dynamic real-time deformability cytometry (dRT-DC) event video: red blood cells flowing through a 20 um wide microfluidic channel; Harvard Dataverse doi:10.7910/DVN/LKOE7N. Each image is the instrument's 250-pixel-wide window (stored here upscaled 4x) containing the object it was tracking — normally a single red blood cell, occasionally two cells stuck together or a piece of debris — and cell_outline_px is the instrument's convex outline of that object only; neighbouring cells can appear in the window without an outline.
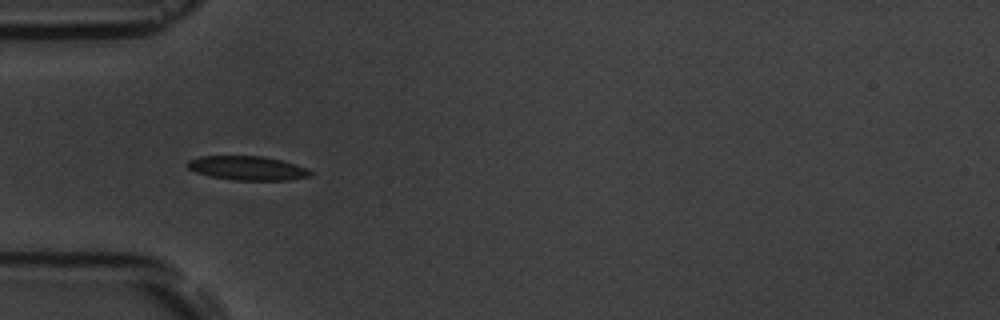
{"species": "common noctule bat (a hibernating species)", "species_latin": "Nyctalus noctula", "temperature_condition": "room temperature", "stored_images_in_passage": 5, "camera_frame_rate_fps": 3000, "um_per_image_px": 0.085, "animal": {"sex": "male", "body_mass_g": 19.5, "forearm_length_mm": 54.6}, "frame": {"image": 1, "passage_image": 4, "time_ms": 4.333, "image_size_px": [1000, 320], "cell_outline_px": [[312, 176], [288, 180], [232, 180], [208, 176], [196, 172], [188, 168], [188, 160], [200, 156], [264, 156], [284, 160], [308, 168], [312, 172]], "centroid_in_image_um": [21.07, 14.29], "position_along_channel_um": 63.9, "area_um2": 17.46}}
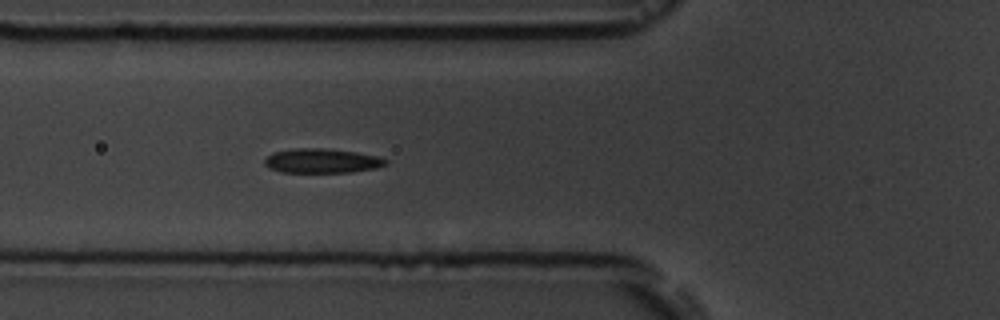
{"frame": {"image": 2, "passage_image": 5, "time_ms": 5.333, "image_size_px": [1000, 320], "cell_outline_px": [[388, 164], [376, 168], [348, 172], [280, 172], [264, 164], [264, 160], [272, 152], [292, 148], [324, 148], [356, 152], [380, 156], [388, 160]], "centroid_in_image_um": [27.38, 13.66], "position_along_channel_um": 98.4, "area_um2": 17.28}}